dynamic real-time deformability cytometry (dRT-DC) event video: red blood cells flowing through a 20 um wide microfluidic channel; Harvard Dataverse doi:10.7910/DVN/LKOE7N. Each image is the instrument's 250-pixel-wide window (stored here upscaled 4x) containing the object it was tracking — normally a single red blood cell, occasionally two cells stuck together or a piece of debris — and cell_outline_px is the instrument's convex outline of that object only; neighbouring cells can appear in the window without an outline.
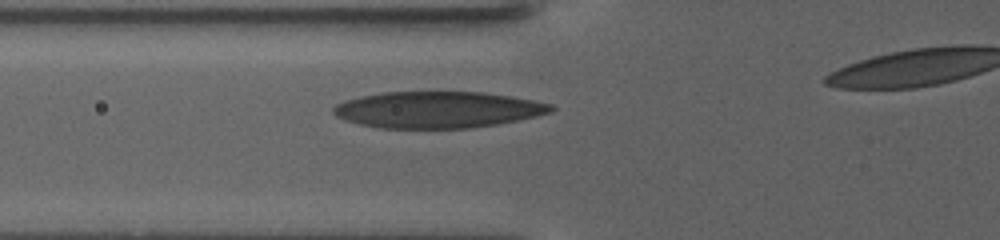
{"species": "human", "species_latin": "Homo sapiens", "temperature_condition": "warm", "stored_images_in_passage": 41, "camera_frame_rate_fps": 3000, "um_per_image_px": 0.085, "donor": {"sex": "female"}, "frame": {"image": 1, "passage_image": 10, "time_ms": 3.333, "image_size_px": [1000, 240], "cell_outline_px": [[556, 108], [552, 112], [536, 116], [496, 124], [468, 128], [380, 128], [360, 124], [336, 116], [332, 112], [332, 108], [336, 104], [360, 96], [384, 92], [484, 92], [532, 100], [552, 104]], "centroid_in_image_um": [37.21, 9.32], "position_along_channel_um": 88.6, "area_um2": 45.95}}
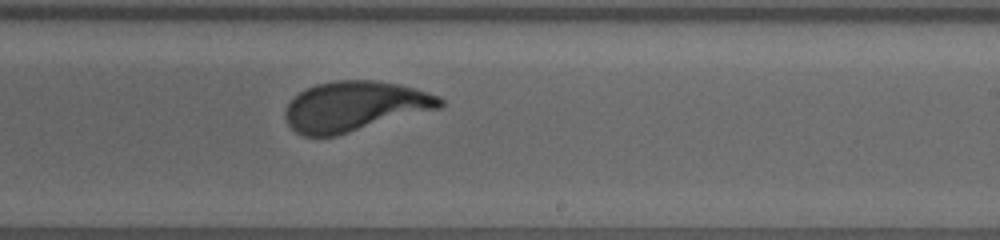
{"frame": {"image": 2, "passage_image": 26, "time_ms": 9.333, "image_size_px": [1000, 240], "cell_outline_px": [[444, 104], [440, 108], [336, 136], [304, 136], [296, 132], [288, 124], [284, 116], [284, 112], [288, 104], [300, 92], [316, 84], [336, 80], [376, 80], [400, 84], [416, 88], [440, 96], [444, 100]], "centroid_in_image_um": [30.18, 9.03], "position_along_channel_um": 258.8, "area_um2": 45.08}}
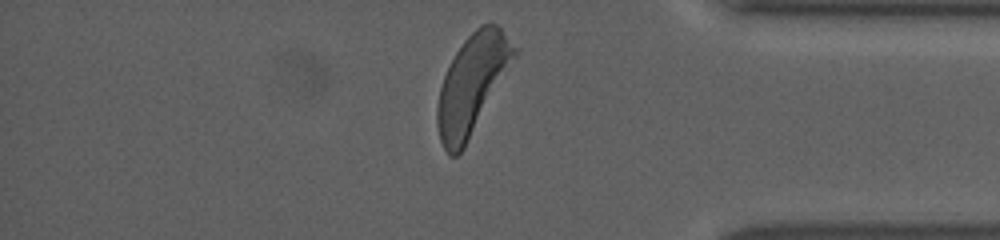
{"frame": {"image": 3, "passage_image": 40, "time_ms": 14.667, "image_size_px": [1000, 240], "cell_outline_px": [[520, 52], [464, 148], [456, 156], [452, 156], [444, 148], [440, 140], [436, 124], [436, 108], [440, 88], [444, 76], [456, 52], [464, 40], [480, 24], [496, 24], [520, 48]], "centroid_in_image_um": [40.17, 7.14], "position_along_channel_um": 395.0, "area_um2": 44.39}, "authors_computed_cell_mechanics": {"area_um2": 45.1996, "velocity_mm_per_s": 2.8391, "shape_relaxation_time_tau1_ms": 3.6773, "shape_relaxation_time_tau2_ms": null, "deformation_change_tau1": 0.2047, "deformation_change_tau2": null}}